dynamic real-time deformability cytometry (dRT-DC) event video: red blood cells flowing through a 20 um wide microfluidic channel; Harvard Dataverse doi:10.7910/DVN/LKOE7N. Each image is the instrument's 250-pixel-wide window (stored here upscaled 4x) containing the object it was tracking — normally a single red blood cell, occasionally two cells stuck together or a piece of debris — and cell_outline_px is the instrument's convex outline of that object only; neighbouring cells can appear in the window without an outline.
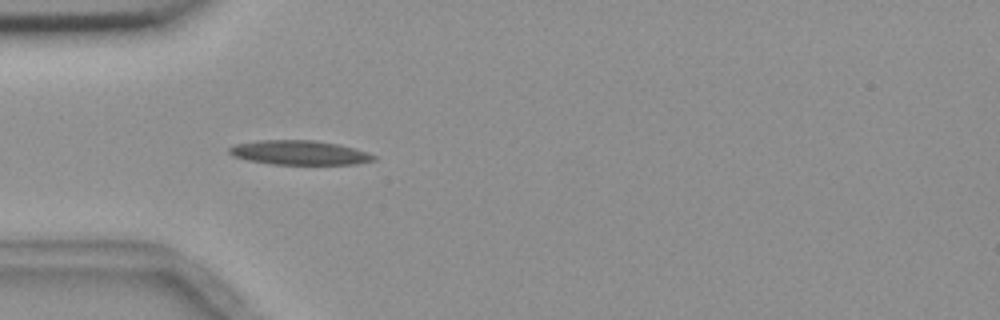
{"species": "common noctule bat (a hibernating species)", "species_latin": "Nyctalus noctula", "temperature_condition": "room temperature", "stored_images_in_passage": 13, "camera_frame_rate_fps": 3000, "um_per_image_px": 0.085, "animal": {"sex": "female", "body_mass_g": 18.4}, "frame": {"image": 1, "passage_image": 4, "time_ms": 4.333, "image_size_px": [1000, 320], "cell_outline_px": [[376, 160], [356, 164], [272, 164], [248, 160], [232, 156], [228, 152], [228, 148], [236, 144], [256, 140], [316, 140], [340, 144], [368, 152], [376, 156]], "centroid_in_image_um": [25.45, 12.97], "position_along_channel_um": 59.5, "area_um2": 20.63}}
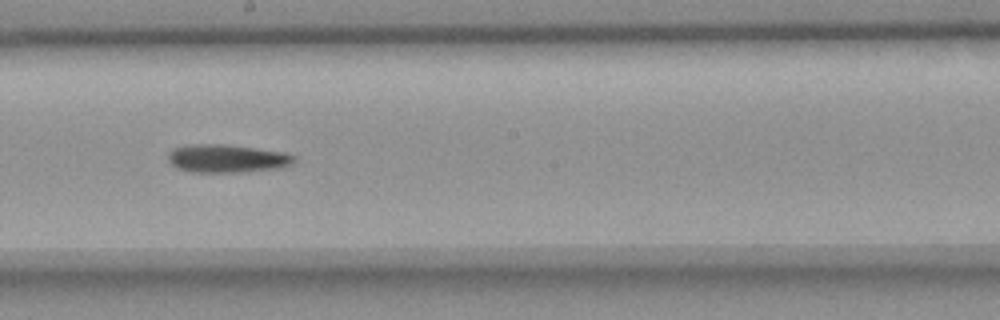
{"frame": {"image": 2, "passage_image": 8, "time_ms": 9.0, "image_size_px": [1000, 320], "cell_outline_px": [[296, 156], [288, 164], [280, 168], [248, 172], [192, 172], [176, 168], [168, 160], [168, 152], [172, 148], [192, 144], [224, 144], [284, 152]], "centroid_in_image_um": [19.24, 13.47], "position_along_channel_um": 229.0, "area_um2": 20.63}}
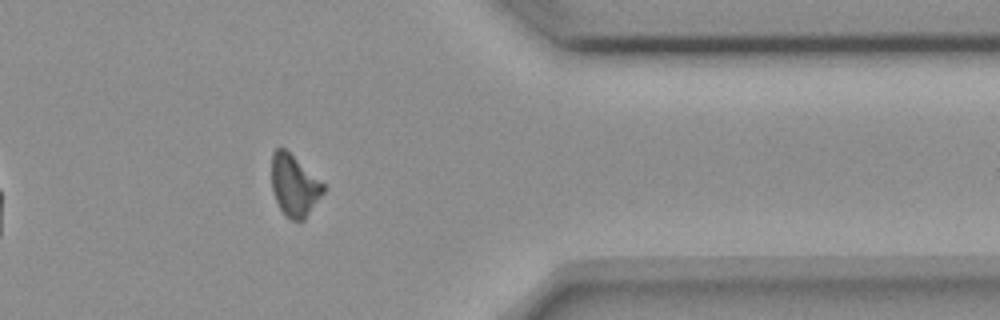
{"frame": {"image": 3, "passage_image": 12, "time_ms": 13.667, "image_size_px": [1000, 320], "cell_outline_px": [[324, 192], [304, 220], [292, 220], [280, 208], [276, 200], [272, 188], [272, 152], [276, 148], [284, 148], [324, 184]], "centroid_in_image_um": [25.01, 15.76], "position_along_channel_um": 386.4, "area_um2": 18.03}, "authors_computed_cell_mechanics": {"area_um2": 19.7098, "velocity_mm_per_s": 3.7019, "shape_relaxation_time_tau1_ms": 6.0535, "shape_relaxation_time_tau2_ms": null, "deformation_change_tau1": 0.1436, "deformation_change_tau2": null}}